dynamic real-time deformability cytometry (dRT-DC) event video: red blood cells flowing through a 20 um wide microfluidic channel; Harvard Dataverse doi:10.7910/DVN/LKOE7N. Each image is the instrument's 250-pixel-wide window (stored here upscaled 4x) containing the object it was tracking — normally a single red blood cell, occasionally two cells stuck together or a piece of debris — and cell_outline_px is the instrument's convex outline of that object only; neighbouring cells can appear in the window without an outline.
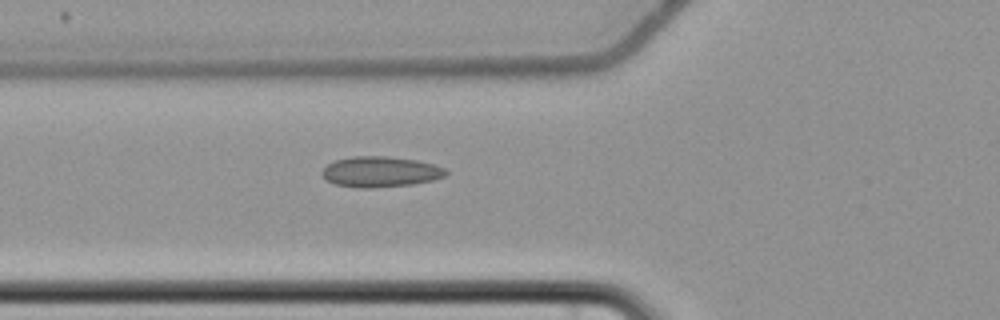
{"species": "common noctule bat (a hibernating species)", "species_latin": "Nyctalus noctula", "temperature_condition": "cold", "stored_images_in_passage": 6, "camera_frame_rate_fps": 3000, "um_per_image_px": 0.085, "animal": {"sex": "female", "body_mass_g": 22.7, "forearm_length_mm": 54.2}, "frame": {"image": 1, "passage_image": 6, "time_ms": 7.0, "image_size_px": [1000, 320], "cell_outline_px": [[448, 172], [444, 176], [432, 180], [412, 184], [372, 188], [360, 188], [336, 184], [328, 180], [320, 172], [328, 164], [336, 160], [352, 156], [388, 156], [416, 160], [432, 164], [444, 168]], "centroid_in_image_um": [32.33, 14.59], "position_along_channel_um": 93.5, "area_um2": 21.85}}